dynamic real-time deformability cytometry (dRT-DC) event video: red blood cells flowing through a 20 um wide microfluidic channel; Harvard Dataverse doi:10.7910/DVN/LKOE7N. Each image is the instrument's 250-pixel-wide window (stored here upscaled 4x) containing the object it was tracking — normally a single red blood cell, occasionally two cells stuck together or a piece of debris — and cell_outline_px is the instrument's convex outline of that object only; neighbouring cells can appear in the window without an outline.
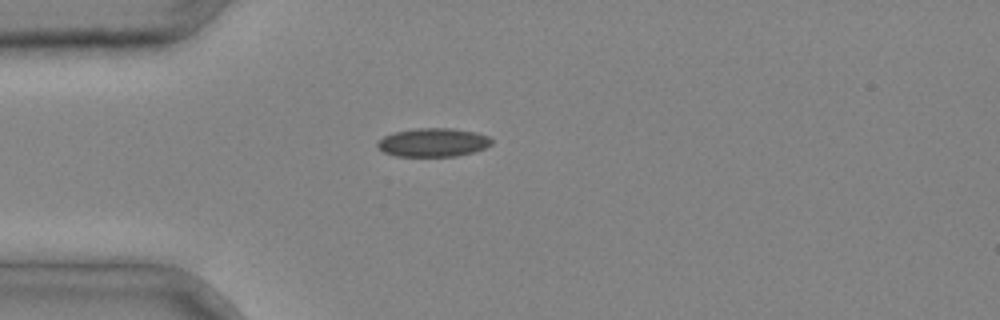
{"species": "common noctule bat (a hibernating species)", "species_latin": "Nyctalus noctula", "temperature_condition": "cold", "stored_images_in_passage": 1, "camera_frame_rate_fps": 3000, "um_per_image_px": 0.085, "animal": {"sex": "male", "body_mass_g": 20.4}, "frame": {"image": 1, "passage_image": 1, "time_ms": 0.0, "image_size_px": [1000, 320], "cell_outline_px": [[492, 144], [484, 148], [472, 152], [456, 156], [396, 156], [384, 152], [376, 148], [376, 144], [384, 136], [392, 132], [416, 128], [452, 128], [476, 132], [488, 136], [492, 140]], "centroid_in_image_um": [36.79, 12.1], "position_along_channel_um": 48.2, "area_um2": 19.07}}